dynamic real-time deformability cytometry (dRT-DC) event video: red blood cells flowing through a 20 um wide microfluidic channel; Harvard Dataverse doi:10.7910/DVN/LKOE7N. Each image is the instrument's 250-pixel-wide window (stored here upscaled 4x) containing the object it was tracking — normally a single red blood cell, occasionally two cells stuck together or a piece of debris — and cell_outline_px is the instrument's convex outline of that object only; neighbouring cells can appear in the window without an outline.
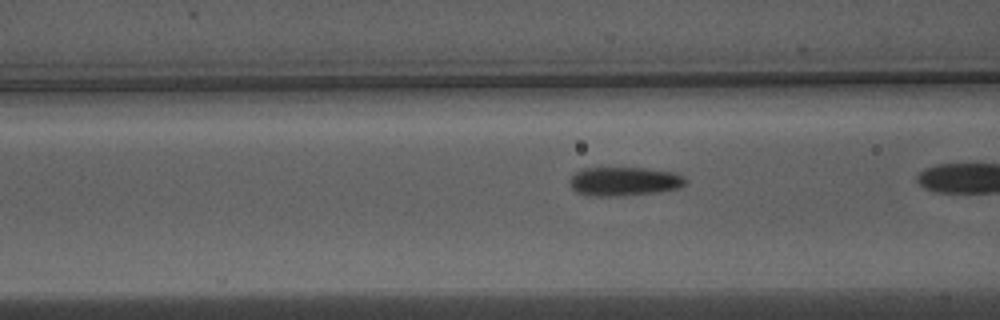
{"species": "Egyptian fruit bat (a non-hibernating species)", "species_latin": "Rousettus aegyptiacus", "temperature_condition": "warm", "stored_images_in_passage": 18, "camera_frame_rate_fps": 3000, "um_per_image_px": 0.085, "animal": {"sex": "male"}, "frame": {"image": 1, "passage_image": 13, "time_ms": 4.0, "image_size_px": [1000, 320], "cell_outline_px": [[688, 180], [684, 184], [676, 188], [660, 192], [624, 196], [588, 196], [576, 192], [572, 188], [568, 180], [580, 168], [644, 168], [676, 172], [684, 176]], "centroid_in_image_um": [53.05, 15.42], "position_along_channel_um": 113.6, "area_um2": 19.77}}